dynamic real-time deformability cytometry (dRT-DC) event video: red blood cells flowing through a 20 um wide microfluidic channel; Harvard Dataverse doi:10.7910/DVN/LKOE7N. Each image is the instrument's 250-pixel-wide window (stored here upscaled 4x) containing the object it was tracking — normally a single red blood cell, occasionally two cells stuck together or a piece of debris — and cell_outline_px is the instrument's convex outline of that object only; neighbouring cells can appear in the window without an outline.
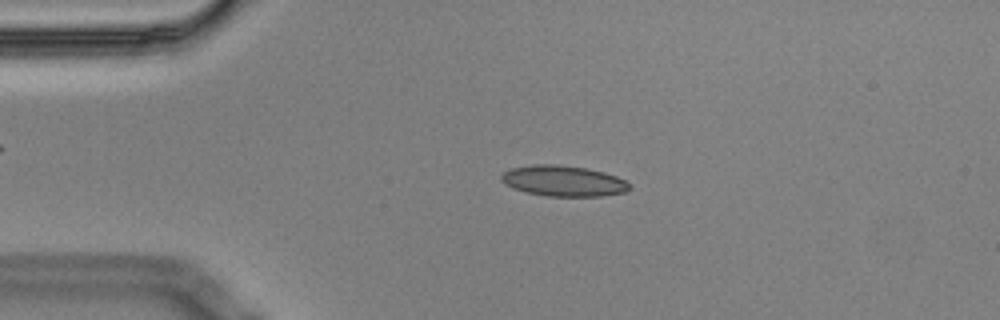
{"species": "Egyptian fruit bat (a non-hibernating species)", "species_latin": "Rousettus aegyptiacus", "temperature_condition": "cold", "stored_images_in_passage": 4, "camera_frame_rate_fps": 3000, "um_per_image_px": 0.085, "animal": {"sex": "male"}, "frame": {"image": 1, "passage_image": 3, "time_ms": 0.667, "image_size_px": [1000, 320], "cell_outline_px": [[632, 188], [624, 192], [600, 196], [548, 196], [528, 192], [512, 188], [504, 184], [500, 180], [500, 176], [504, 172], [512, 168], [532, 164], [556, 164], [584, 168], [604, 172], [616, 176], [624, 180]], "centroid_in_image_um": [47.86, 15.37], "position_along_channel_um": 37.1, "area_um2": 22.83}}